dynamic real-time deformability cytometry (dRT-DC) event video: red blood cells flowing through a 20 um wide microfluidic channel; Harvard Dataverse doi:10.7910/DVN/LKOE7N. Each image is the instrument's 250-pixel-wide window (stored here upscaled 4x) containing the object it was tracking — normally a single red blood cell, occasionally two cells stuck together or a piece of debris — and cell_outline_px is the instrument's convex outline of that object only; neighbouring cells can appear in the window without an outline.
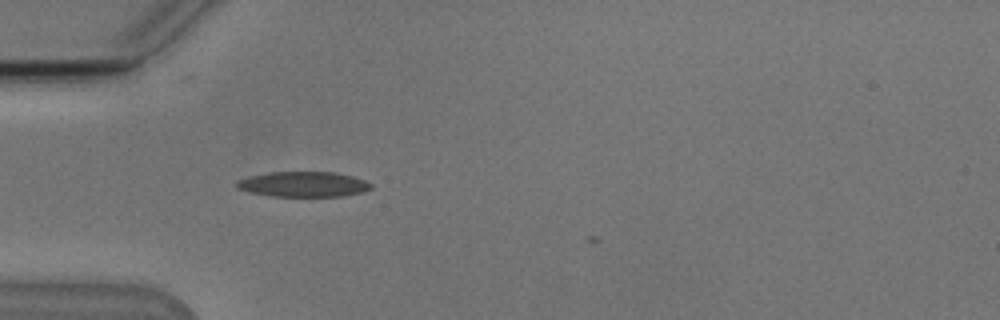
{"species": "Egyptian fruit bat (a non-hibernating species)", "species_latin": "Rousettus aegyptiacus", "temperature_condition": "cold", "stored_images_in_passage": 4, "camera_frame_rate_fps": 3000, "um_per_image_px": 0.085, "animal": {"sex": "male"}, "frame": {"image": 1, "passage_image": 1, "time_ms": 0.0, "image_size_px": [1000, 320], "cell_outline_px": [[372, 188], [364, 192], [340, 196], [272, 196], [248, 192], [236, 188], [236, 180], [248, 176], [268, 172], [336, 172], [352, 176], [364, 180], [372, 184]], "centroid_in_image_um": [25.76, 15.66], "position_along_channel_um": 59.2, "area_um2": 19.88}}